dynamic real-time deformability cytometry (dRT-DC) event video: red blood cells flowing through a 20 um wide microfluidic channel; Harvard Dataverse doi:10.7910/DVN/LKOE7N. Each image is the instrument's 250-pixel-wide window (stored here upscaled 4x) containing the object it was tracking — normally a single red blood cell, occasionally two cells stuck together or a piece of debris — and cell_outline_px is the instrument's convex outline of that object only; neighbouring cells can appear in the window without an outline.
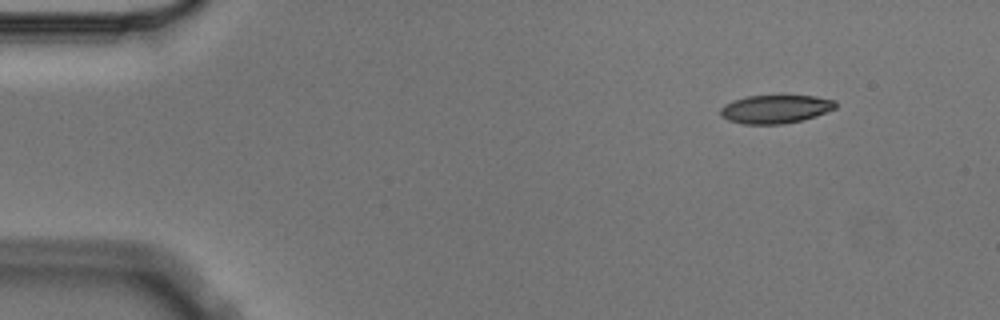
{"species": "Egyptian fruit bat (a non-hibernating species)", "species_latin": "Rousettus aegyptiacus", "temperature_condition": "cold", "stored_images_in_passage": 4, "camera_frame_rate_fps": 3000, "um_per_image_px": 0.085, "animal": {"sex": "male"}, "frame": {"image": 1, "passage_image": 1, "time_ms": 0.0, "image_size_px": [1000, 320], "cell_outline_px": [[836, 108], [816, 116], [784, 124], [744, 124], [728, 120], [720, 116], [720, 108], [724, 104], [732, 100], [748, 96], [816, 96], [836, 100]], "centroid_in_image_um": [65.89, 9.27], "position_along_channel_um": 19.1, "area_um2": 19.07}}